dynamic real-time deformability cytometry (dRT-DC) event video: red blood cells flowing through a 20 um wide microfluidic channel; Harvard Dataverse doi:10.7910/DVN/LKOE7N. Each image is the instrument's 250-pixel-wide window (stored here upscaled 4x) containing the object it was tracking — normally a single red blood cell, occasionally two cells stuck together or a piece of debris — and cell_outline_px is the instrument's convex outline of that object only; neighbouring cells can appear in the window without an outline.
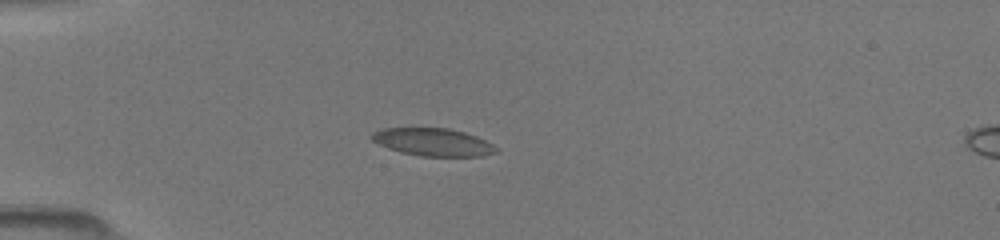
{"species": "common noctule bat (a hibernating species)", "species_latin": "Nyctalus noctula", "temperature_condition": "room temperature", "stored_images_in_passage": 40, "camera_frame_rate_fps": 3000, "um_per_image_px": 0.085, "animal": {"sex": "female", "body_mass_g": 19.5, "forearm_length_mm": 54.1}, "frame": {"image": 1, "passage_image": 9, "time_ms": 2.667, "image_size_px": [1000, 240], "cell_outline_px": [[500, 152], [484, 156], [420, 156], [400, 152], [388, 148], [372, 140], [372, 132], [384, 128], [448, 128], [464, 132], [476, 136], [500, 148]], "centroid_in_image_um": [36.86, 12.09], "position_along_channel_um": 48.1, "area_um2": 20.11}}
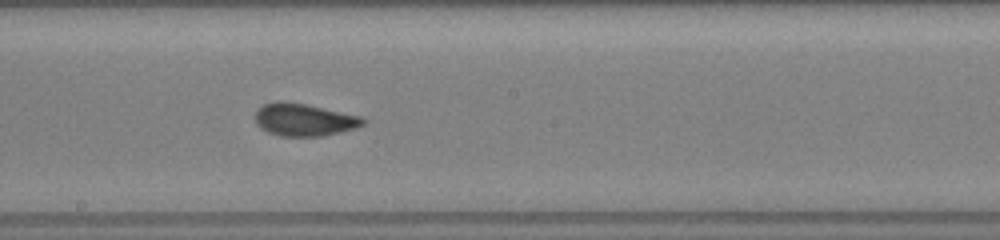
{"frame": {"image": 2, "passage_image": 23, "time_ms": 7.333, "image_size_px": [1000, 240], "cell_outline_px": [[368, 120], [364, 124], [356, 128], [340, 132], [320, 136], [280, 136], [268, 132], [260, 128], [256, 124], [252, 116], [256, 108], [264, 104], [276, 100], [284, 100], [308, 104], [360, 116]], "centroid_in_image_um": [25.78, 10.15], "position_along_channel_um": 222.4, "area_um2": 20.92}}
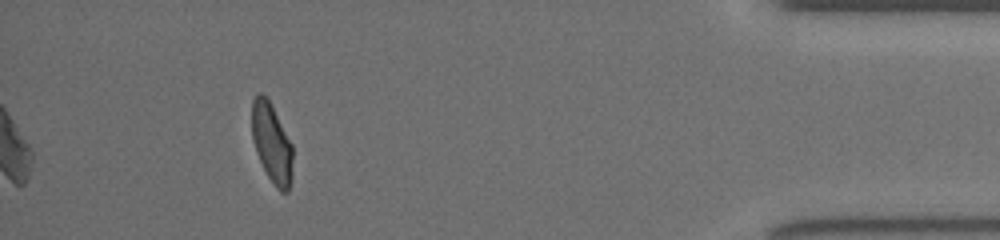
{"frame": {"image": 3, "passage_image": 40, "time_ms": 13.0, "image_size_px": [1000, 240], "cell_outline_px": [[292, 180], [288, 192], [280, 192], [276, 188], [268, 176], [256, 152], [252, 140], [252, 100], [260, 92], [268, 96], [292, 144]], "centroid_in_image_um": [23.1, 12.15], "position_along_channel_um": 412.1, "area_um2": 19.13}}